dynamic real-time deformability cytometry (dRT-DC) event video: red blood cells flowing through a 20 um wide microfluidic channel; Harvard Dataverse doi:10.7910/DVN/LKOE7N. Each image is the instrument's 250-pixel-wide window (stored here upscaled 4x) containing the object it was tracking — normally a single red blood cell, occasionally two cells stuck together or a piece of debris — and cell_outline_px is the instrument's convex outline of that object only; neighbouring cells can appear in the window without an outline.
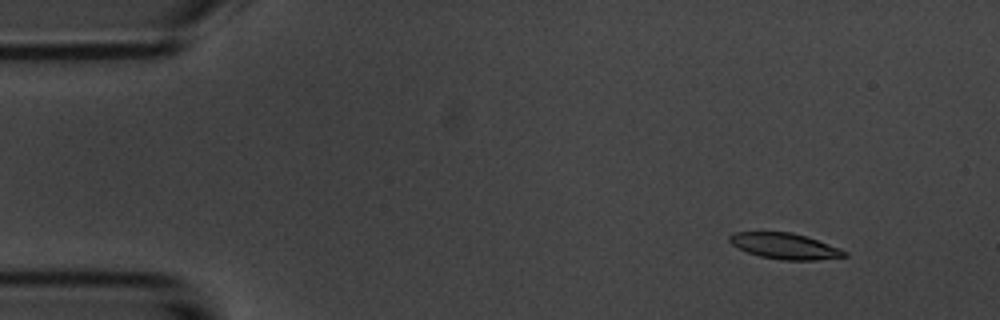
{"species": "common noctule bat (a hibernating species)", "species_latin": "Nyctalus noctula", "temperature_condition": "room temperature", "stored_images_in_passage": 6, "camera_frame_rate_fps": 3000, "um_per_image_px": 0.085, "animal": {"sex": "male", "body_mass_g": 20.1, "forearm_length_mm": 53.5}, "frame": {"image": 1, "passage_image": 2, "time_ms": 1.0, "image_size_px": [1000, 320], "cell_outline_px": [[848, 256], [816, 260], [784, 260], [760, 256], [736, 248], [728, 240], [728, 236], [732, 232], [792, 232], [840, 248], [848, 252]], "centroid_in_image_um": [66.68, 20.91], "position_along_channel_um": 18.3, "area_um2": 17.28}}
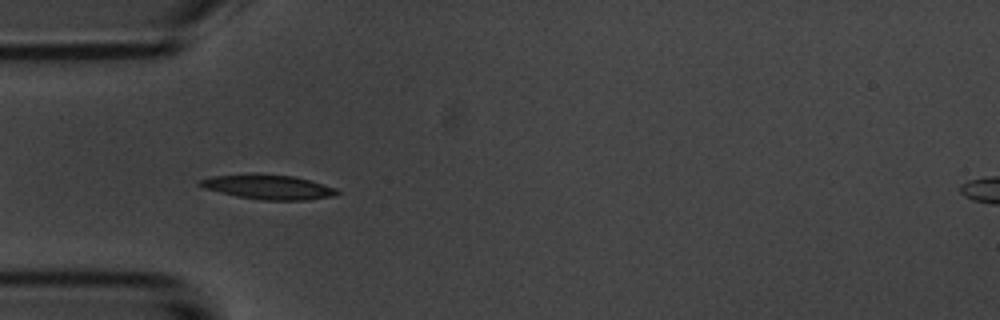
{"frame": {"image": 2, "passage_image": 5, "time_ms": 4.667, "image_size_px": [1000, 320], "cell_outline_px": [[340, 192], [336, 196], [308, 200], [264, 200], [236, 196], [204, 188], [196, 184], [196, 180], [212, 176], [252, 172], [292, 176], [324, 184], [336, 188]], "centroid_in_image_um": [22.76, 15.88], "position_along_channel_um": 62.2, "area_um2": 20.06}}
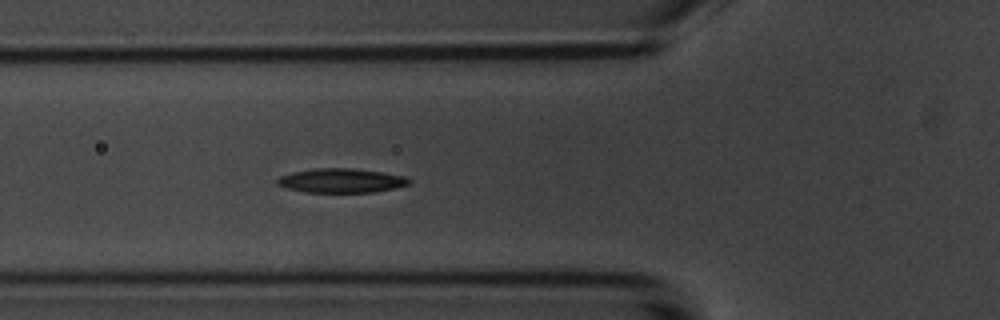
{"frame": {"image": 3, "passage_image": 6, "time_ms": 5.667, "image_size_px": [1000, 320], "cell_outline_px": [[412, 184], [396, 188], [372, 192], [304, 192], [288, 188], [276, 184], [276, 180], [280, 176], [292, 172], [316, 168], [356, 168], [404, 176], [412, 180]], "centroid_in_image_um": [29.03, 15.35], "position_along_channel_um": 96.8, "area_um2": 18.67}}